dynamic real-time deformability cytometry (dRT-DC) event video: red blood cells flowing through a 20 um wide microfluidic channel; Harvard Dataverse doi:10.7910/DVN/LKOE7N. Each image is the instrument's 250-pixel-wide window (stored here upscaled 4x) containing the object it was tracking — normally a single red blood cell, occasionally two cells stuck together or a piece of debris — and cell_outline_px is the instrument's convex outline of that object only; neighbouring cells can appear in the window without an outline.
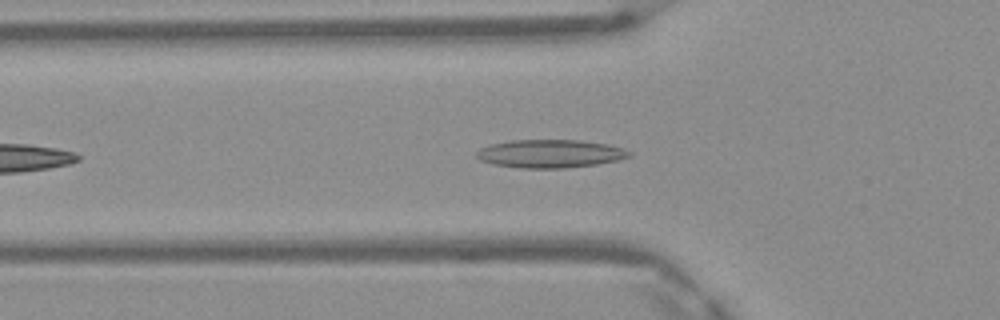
{"species": "Egyptian fruit bat (a non-hibernating species)", "species_latin": "Rousettus aegyptiacus", "temperature_condition": "warm", "stored_images_in_passage": 36, "camera_frame_rate_fps": 3000, "um_per_image_px": 0.085, "frame": {"image": 1, "passage_image": 6, "time_ms": 1.667, "image_size_px": [1000, 320], "cell_outline_px": [[632, 156], [620, 160], [596, 164], [564, 168], [520, 168], [492, 164], [480, 160], [476, 156], [476, 152], [480, 148], [488, 144], [508, 140], [580, 140], [608, 144], [624, 148], [632, 152]], "centroid_in_image_um": [46.77, 13.06], "position_along_channel_um": 79.0, "area_um2": 25.37}}
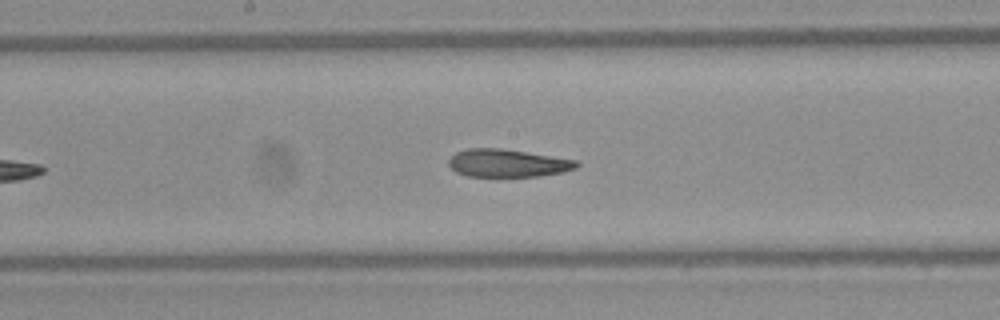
{"frame": {"image": 2, "passage_image": 15, "time_ms": 4.667, "image_size_px": [1000, 320], "cell_outline_px": [[580, 164], [576, 168], [560, 172], [540, 176], [468, 176], [456, 172], [448, 164], [448, 160], [456, 152], [468, 148], [500, 148], [576, 160]], "centroid_in_image_um": [43.12, 13.86], "position_along_channel_um": 205.1, "area_um2": 20.46}}
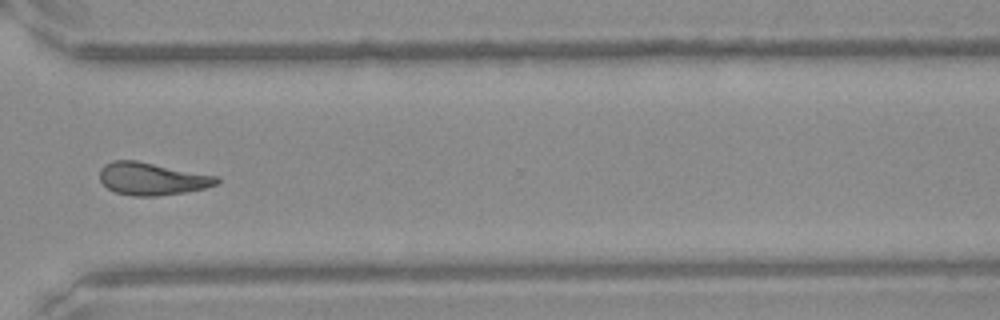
{"frame": {"image": 3, "passage_image": 26, "time_ms": 8.333, "image_size_px": [1000, 320], "cell_outline_px": [[220, 180], [216, 184], [204, 188], [184, 192], [156, 196], [132, 196], [116, 192], [108, 188], [100, 180], [100, 168], [104, 164], [112, 160], [136, 160], [216, 176]], "centroid_in_image_um": [12.87, 15.19], "position_along_channel_um": 357.7, "area_um2": 21.96}, "authors_computed_cell_mechanics": {"area_um2": 21.9929, "velocity_mm_per_s": 4.1651, "shape_relaxation_time_tau1_ms": null, "shape_relaxation_time_tau2_ms": 3.756, "deformation_change_tau1": null, "deformation_change_tau2": 0.1138}}